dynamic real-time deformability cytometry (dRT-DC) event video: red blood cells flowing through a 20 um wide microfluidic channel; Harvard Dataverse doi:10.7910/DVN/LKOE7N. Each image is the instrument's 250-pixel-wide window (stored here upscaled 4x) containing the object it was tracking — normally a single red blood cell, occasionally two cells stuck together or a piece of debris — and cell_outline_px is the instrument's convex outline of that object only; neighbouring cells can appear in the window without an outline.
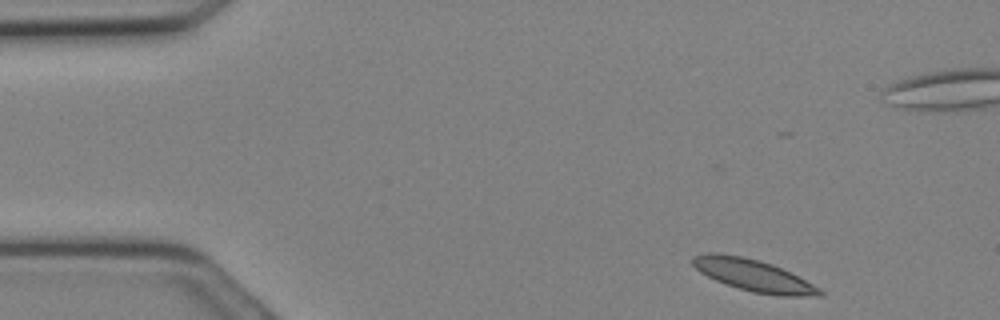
{"species": "Egyptian fruit bat (a non-hibernating species)", "species_latin": "Rousettus aegyptiacus", "temperature_condition": "cold", "stored_images_in_passage": 7, "camera_frame_rate_fps": 3000, "um_per_image_px": 0.085, "animal": {"sex": "female"}, "frame": {"image": 1, "passage_image": 1, "time_ms": 0.0, "image_size_px": [1000, 320], "cell_outline_px": [[824, 296], [780, 296], [752, 292], [716, 280], [700, 272], [688, 260], [692, 256], [708, 252], [720, 252], [744, 256], [760, 260], [772, 264], [820, 288], [824, 292]], "centroid_in_image_um": [63.99, 23.38], "position_along_channel_um": 21.0, "area_um2": 23.58}}